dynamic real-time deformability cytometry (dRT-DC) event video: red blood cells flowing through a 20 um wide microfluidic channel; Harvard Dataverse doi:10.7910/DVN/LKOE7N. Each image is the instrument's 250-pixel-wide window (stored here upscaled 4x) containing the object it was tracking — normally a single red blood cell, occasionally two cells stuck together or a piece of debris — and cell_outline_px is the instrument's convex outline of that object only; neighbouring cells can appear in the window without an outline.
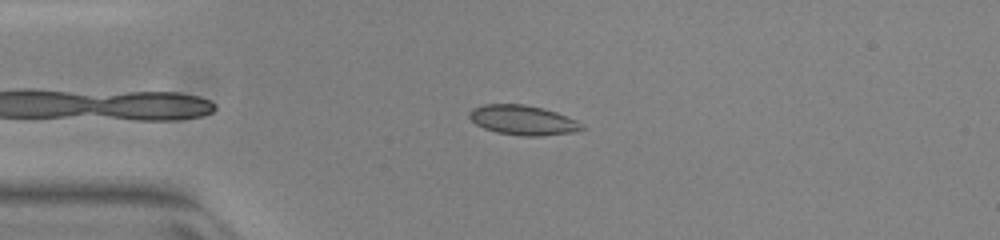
{"species": "common noctule bat (a hibernating species)", "species_latin": "Nyctalus noctula", "temperature_condition": "warm", "stored_images_in_passage": 37, "camera_frame_rate_fps": 3000, "um_per_image_px": 0.085, "animal": {"sex": "female", "body_mass_g": 23.0, "forearm_length_mm": 53.4}, "frame": {"image": 1, "passage_image": 2, "time_ms": 0.333, "image_size_px": [1000, 240], "cell_outline_px": [[588, 128], [576, 132], [540, 136], [524, 136], [496, 132], [484, 128], [476, 124], [468, 116], [468, 112], [472, 108], [484, 104], [524, 104], [556, 112], [576, 120]], "centroid_in_image_um": [44.46, 10.22], "position_along_channel_um": 40.5, "area_um2": 19.54}}
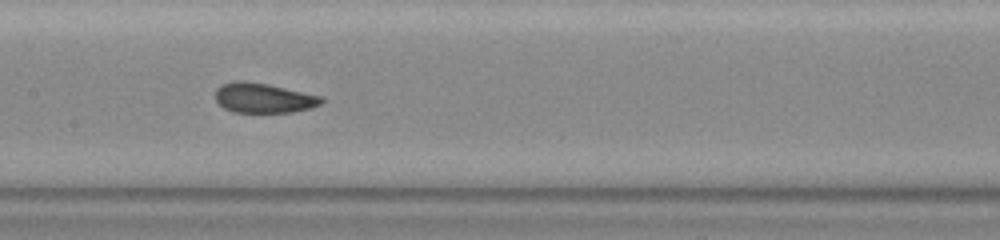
{"frame": {"image": 2, "passage_image": 15, "time_ms": 4.667, "image_size_px": [1000, 240], "cell_outline_px": [[324, 100], [320, 104], [308, 108], [292, 112], [236, 112], [224, 108], [216, 100], [216, 88], [232, 80], [244, 80], [268, 84], [320, 96]], "centroid_in_image_um": [22.36, 8.31], "position_along_channel_um": 185.0, "area_um2": 18.21}}
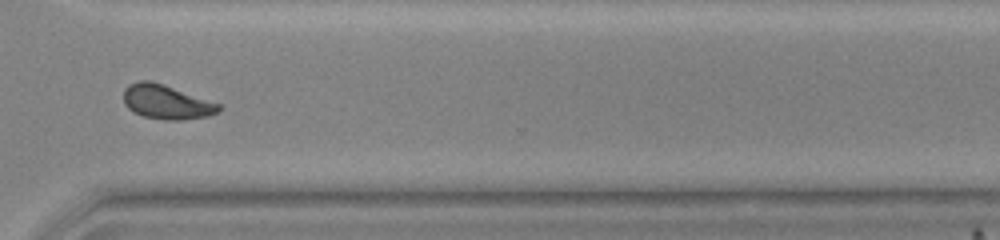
{"frame": {"image": 3, "passage_image": 28, "time_ms": 9.0, "image_size_px": [1000, 240], "cell_outline_px": [[220, 108], [216, 112], [208, 116], [180, 120], [164, 120], [144, 116], [128, 108], [124, 104], [124, 88], [128, 84], [140, 80], [148, 80], [220, 104]], "centroid_in_image_um": [14.1, 8.68], "position_along_channel_um": 356.5, "area_um2": 18.5}, "authors_computed_cell_mechanics": {"area_um2": 19.074, "velocity_mm_per_s": 3.9568, "shape_relaxation_time_tau1_ms": 6.9081, "shape_relaxation_time_tau2_ms": 0.8406, "deformation_change_tau1": 0.1525, "deformation_change_tau2": 0.0387}}